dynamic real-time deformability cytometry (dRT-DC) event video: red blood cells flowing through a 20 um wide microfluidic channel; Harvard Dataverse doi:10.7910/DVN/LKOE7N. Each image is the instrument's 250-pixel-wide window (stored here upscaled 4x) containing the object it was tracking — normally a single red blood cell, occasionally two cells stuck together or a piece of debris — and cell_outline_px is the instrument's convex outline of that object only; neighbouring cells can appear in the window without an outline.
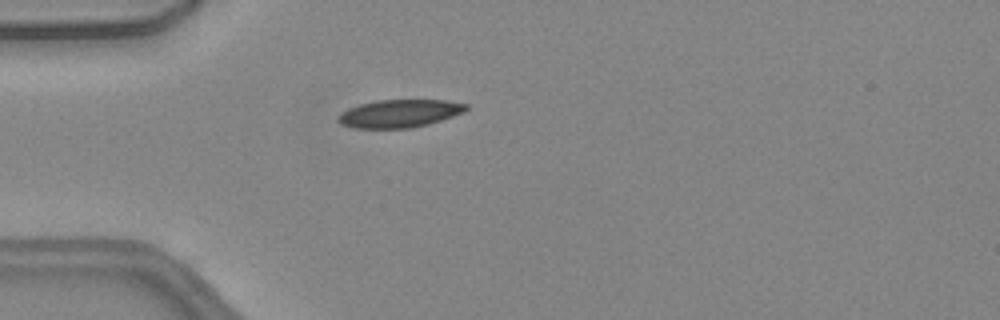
{"species": "common noctule bat (a hibernating species)", "species_latin": "Nyctalus noctula", "temperature_condition": "warm", "stored_images_in_passage": 41, "camera_frame_rate_fps": 3000, "um_per_image_px": 0.085, "animal": {"sex": "female", "body_mass_g": 24.6, "forearm_length_mm": 56.2}, "frame": {"image": 1, "passage_image": 5, "time_ms": 1.333, "image_size_px": [1000, 320], "cell_outline_px": [[468, 108], [464, 112], [428, 124], [408, 128], [352, 128], [340, 124], [336, 120], [336, 116], [340, 112], [348, 108], [360, 104], [376, 100], [448, 100], [468, 104]], "centroid_in_image_um": [33.9, 9.64], "position_along_channel_um": 51.1, "area_um2": 20.92}}
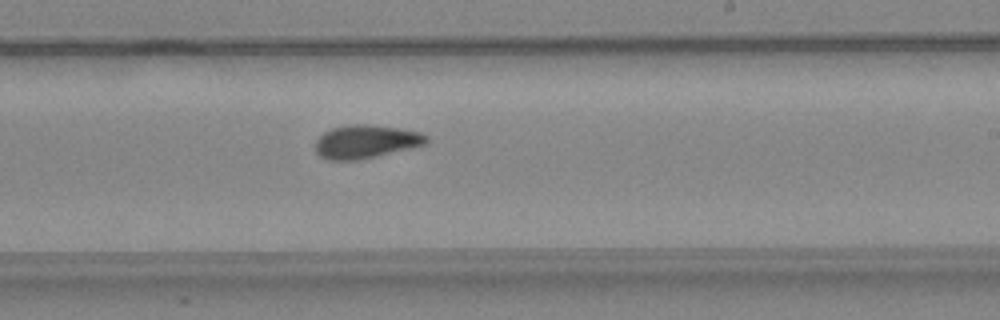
{"frame": {"image": 2, "passage_image": 21, "time_ms": 6.667, "image_size_px": [1000, 320], "cell_outline_px": [[428, 140], [424, 144], [376, 156], [356, 160], [328, 160], [320, 156], [316, 152], [316, 140], [324, 132], [332, 128], [352, 124], [372, 124], [400, 128], [420, 132], [428, 136]], "centroid_in_image_um": [31.08, 12.02], "position_along_channel_um": 257.9, "area_um2": 21.39}}
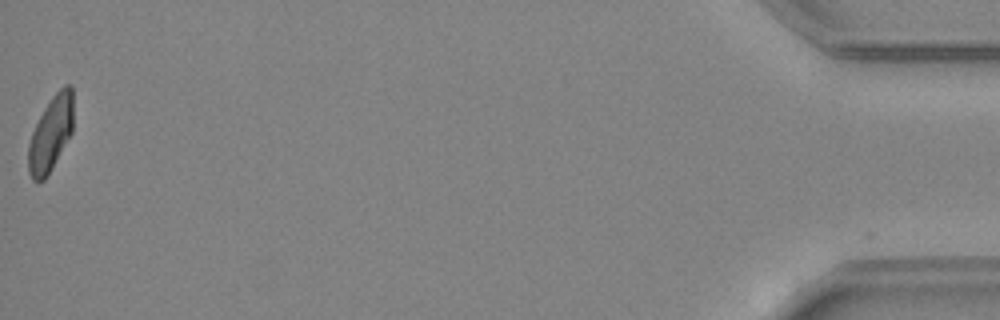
{"frame": {"image": 3, "passage_image": 41, "time_ms": 13.333, "image_size_px": [1000, 320], "cell_outline_px": [[72, 132], [52, 168], [44, 180], [36, 184], [32, 180], [28, 172], [28, 144], [32, 132], [44, 108], [52, 96], [64, 84], [72, 84]], "centroid_in_image_um": [4.29, 11.39], "position_along_channel_um": 430.9, "area_um2": 19.65}, "authors_computed_cell_mechanics": {"area_um2": 21.3282, "velocity_mm_per_s": 4.0992, "shape_relaxation_time_tau1_ms": 9.7341, "shape_relaxation_time_tau2_ms": 2.6384, "deformation_change_tau1": 0.2186, "deformation_change_tau2": 0.0725}}